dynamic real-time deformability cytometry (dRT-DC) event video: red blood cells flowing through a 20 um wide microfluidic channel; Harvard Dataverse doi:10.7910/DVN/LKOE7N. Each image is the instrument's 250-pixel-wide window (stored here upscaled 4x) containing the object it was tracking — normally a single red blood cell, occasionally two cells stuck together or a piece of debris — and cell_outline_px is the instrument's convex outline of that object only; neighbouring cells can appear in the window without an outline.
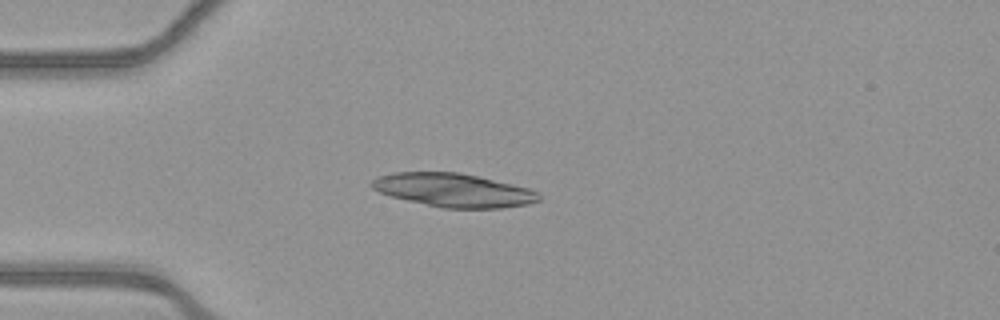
{"species": "common noctule bat (a hibernating species)", "species_latin": "Nyctalus noctula", "temperature_condition": "warm", "stored_images_in_passage": 39, "camera_frame_rate_fps": 3000, "um_per_image_px": 0.085, "animal": {"sex": "female", "body_mass_g": 21.9}, "frame": {"image": 1, "passage_image": 1, "time_ms": 0.0, "image_size_px": [1000, 320], "cell_outline_px": [[540, 200], [528, 204], [500, 208], [444, 208], [408, 200], [392, 196], [380, 192], [372, 188], [368, 184], [376, 176], [392, 172], [456, 172], [476, 176], [512, 184], [528, 188], [540, 192]], "centroid_in_image_um": [38.53, 16.16], "position_along_channel_um": 46.5, "area_um2": 32.48}}